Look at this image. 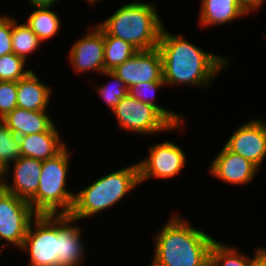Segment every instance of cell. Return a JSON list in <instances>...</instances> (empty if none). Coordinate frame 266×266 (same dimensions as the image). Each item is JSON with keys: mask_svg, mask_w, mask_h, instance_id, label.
I'll return each mask as SVG.
<instances>
[{"mask_svg": "<svg viewBox=\"0 0 266 266\" xmlns=\"http://www.w3.org/2000/svg\"><path fill=\"white\" fill-rule=\"evenodd\" d=\"M62 139L56 124L46 132L20 136L21 156L40 161L53 158L68 145Z\"/></svg>", "mask_w": 266, "mask_h": 266, "instance_id": "cell-17", "label": "cell"}, {"mask_svg": "<svg viewBox=\"0 0 266 266\" xmlns=\"http://www.w3.org/2000/svg\"><path fill=\"white\" fill-rule=\"evenodd\" d=\"M140 186L137 161L127 167L109 172L75 192L69 216L82 221L100 215L121 203L126 196Z\"/></svg>", "mask_w": 266, "mask_h": 266, "instance_id": "cell-4", "label": "cell"}, {"mask_svg": "<svg viewBox=\"0 0 266 266\" xmlns=\"http://www.w3.org/2000/svg\"><path fill=\"white\" fill-rule=\"evenodd\" d=\"M21 157L20 141L0 120V160L5 167L12 164Z\"/></svg>", "mask_w": 266, "mask_h": 266, "instance_id": "cell-27", "label": "cell"}, {"mask_svg": "<svg viewBox=\"0 0 266 266\" xmlns=\"http://www.w3.org/2000/svg\"><path fill=\"white\" fill-rule=\"evenodd\" d=\"M208 167L207 171L214 179L240 187H245L254 181L260 171L249 160L229 151L225 146L217 152Z\"/></svg>", "mask_w": 266, "mask_h": 266, "instance_id": "cell-12", "label": "cell"}, {"mask_svg": "<svg viewBox=\"0 0 266 266\" xmlns=\"http://www.w3.org/2000/svg\"><path fill=\"white\" fill-rule=\"evenodd\" d=\"M31 7L33 6H56L61 0H27Z\"/></svg>", "mask_w": 266, "mask_h": 266, "instance_id": "cell-32", "label": "cell"}, {"mask_svg": "<svg viewBox=\"0 0 266 266\" xmlns=\"http://www.w3.org/2000/svg\"><path fill=\"white\" fill-rule=\"evenodd\" d=\"M254 266H266V247L256 248Z\"/></svg>", "mask_w": 266, "mask_h": 266, "instance_id": "cell-31", "label": "cell"}, {"mask_svg": "<svg viewBox=\"0 0 266 266\" xmlns=\"http://www.w3.org/2000/svg\"><path fill=\"white\" fill-rule=\"evenodd\" d=\"M52 93V86L45 84L32 70L17 82V107L31 111H48Z\"/></svg>", "mask_w": 266, "mask_h": 266, "instance_id": "cell-18", "label": "cell"}, {"mask_svg": "<svg viewBox=\"0 0 266 266\" xmlns=\"http://www.w3.org/2000/svg\"><path fill=\"white\" fill-rule=\"evenodd\" d=\"M12 49L13 53L28 63V57L39 51L42 42L38 36L25 23H20L18 18L12 16Z\"/></svg>", "mask_w": 266, "mask_h": 266, "instance_id": "cell-22", "label": "cell"}, {"mask_svg": "<svg viewBox=\"0 0 266 266\" xmlns=\"http://www.w3.org/2000/svg\"><path fill=\"white\" fill-rule=\"evenodd\" d=\"M36 216L28 201L18 198L3 188L0 189L1 253L6 247L8 248L9 244L10 247L14 246L18 250L21 248L28 227Z\"/></svg>", "mask_w": 266, "mask_h": 266, "instance_id": "cell-8", "label": "cell"}, {"mask_svg": "<svg viewBox=\"0 0 266 266\" xmlns=\"http://www.w3.org/2000/svg\"><path fill=\"white\" fill-rule=\"evenodd\" d=\"M105 76L109 81L107 83H98L95 82L94 90L99 94V98L104 101V103L109 107V110L112 109L120 102V100L128 95V88L125 83L115 74L113 71H103L100 76Z\"/></svg>", "mask_w": 266, "mask_h": 266, "instance_id": "cell-25", "label": "cell"}, {"mask_svg": "<svg viewBox=\"0 0 266 266\" xmlns=\"http://www.w3.org/2000/svg\"><path fill=\"white\" fill-rule=\"evenodd\" d=\"M79 222L69 215H59L58 266H81L86 260L87 245Z\"/></svg>", "mask_w": 266, "mask_h": 266, "instance_id": "cell-15", "label": "cell"}, {"mask_svg": "<svg viewBox=\"0 0 266 266\" xmlns=\"http://www.w3.org/2000/svg\"><path fill=\"white\" fill-rule=\"evenodd\" d=\"M68 145L55 157L42 163L40 183L36 195L29 201L37 215H69L72 211L75 192L67 187L70 170Z\"/></svg>", "mask_w": 266, "mask_h": 266, "instance_id": "cell-5", "label": "cell"}, {"mask_svg": "<svg viewBox=\"0 0 266 266\" xmlns=\"http://www.w3.org/2000/svg\"><path fill=\"white\" fill-rule=\"evenodd\" d=\"M48 111L15 108L1 121L18 137L48 131L55 122Z\"/></svg>", "mask_w": 266, "mask_h": 266, "instance_id": "cell-19", "label": "cell"}, {"mask_svg": "<svg viewBox=\"0 0 266 266\" xmlns=\"http://www.w3.org/2000/svg\"><path fill=\"white\" fill-rule=\"evenodd\" d=\"M238 249L228 243L226 245L221 240H215L210 250L209 266H254L256 249L251 257Z\"/></svg>", "mask_w": 266, "mask_h": 266, "instance_id": "cell-23", "label": "cell"}, {"mask_svg": "<svg viewBox=\"0 0 266 266\" xmlns=\"http://www.w3.org/2000/svg\"><path fill=\"white\" fill-rule=\"evenodd\" d=\"M121 132L150 137L167 131L183 129L184 124L173 126L155 107L136 100L129 94L112 109Z\"/></svg>", "mask_w": 266, "mask_h": 266, "instance_id": "cell-6", "label": "cell"}, {"mask_svg": "<svg viewBox=\"0 0 266 266\" xmlns=\"http://www.w3.org/2000/svg\"><path fill=\"white\" fill-rule=\"evenodd\" d=\"M17 108V82L0 81V120Z\"/></svg>", "mask_w": 266, "mask_h": 266, "instance_id": "cell-28", "label": "cell"}, {"mask_svg": "<svg viewBox=\"0 0 266 266\" xmlns=\"http://www.w3.org/2000/svg\"><path fill=\"white\" fill-rule=\"evenodd\" d=\"M88 2L89 6L91 5L92 7L97 4V2L101 1V0H85Z\"/></svg>", "mask_w": 266, "mask_h": 266, "instance_id": "cell-34", "label": "cell"}, {"mask_svg": "<svg viewBox=\"0 0 266 266\" xmlns=\"http://www.w3.org/2000/svg\"><path fill=\"white\" fill-rule=\"evenodd\" d=\"M5 173H6V167L0 160V189L3 187V183L5 180Z\"/></svg>", "mask_w": 266, "mask_h": 266, "instance_id": "cell-33", "label": "cell"}, {"mask_svg": "<svg viewBox=\"0 0 266 266\" xmlns=\"http://www.w3.org/2000/svg\"><path fill=\"white\" fill-rule=\"evenodd\" d=\"M94 24V25H93ZM88 26L68 52V60L75 74L94 72L100 75L104 71V30L94 22Z\"/></svg>", "mask_w": 266, "mask_h": 266, "instance_id": "cell-11", "label": "cell"}, {"mask_svg": "<svg viewBox=\"0 0 266 266\" xmlns=\"http://www.w3.org/2000/svg\"><path fill=\"white\" fill-rule=\"evenodd\" d=\"M11 33L12 16L3 14L0 18V57L13 52Z\"/></svg>", "mask_w": 266, "mask_h": 266, "instance_id": "cell-29", "label": "cell"}, {"mask_svg": "<svg viewBox=\"0 0 266 266\" xmlns=\"http://www.w3.org/2000/svg\"><path fill=\"white\" fill-rule=\"evenodd\" d=\"M127 86L151 81H164L162 58L158 48L138 50L131 58L113 70Z\"/></svg>", "mask_w": 266, "mask_h": 266, "instance_id": "cell-13", "label": "cell"}, {"mask_svg": "<svg viewBox=\"0 0 266 266\" xmlns=\"http://www.w3.org/2000/svg\"><path fill=\"white\" fill-rule=\"evenodd\" d=\"M137 51L129 42L109 36L104 31V71H113Z\"/></svg>", "mask_w": 266, "mask_h": 266, "instance_id": "cell-24", "label": "cell"}, {"mask_svg": "<svg viewBox=\"0 0 266 266\" xmlns=\"http://www.w3.org/2000/svg\"><path fill=\"white\" fill-rule=\"evenodd\" d=\"M166 88L164 81H151L146 83H137L128 88V94L138 101L155 107L173 126L179 124H186V117L180 112L172 111L157 104L155 96H157L161 88Z\"/></svg>", "mask_w": 266, "mask_h": 266, "instance_id": "cell-21", "label": "cell"}, {"mask_svg": "<svg viewBox=\"0 0 266 266\" xmlns=\"http://www.w3.org/2000/svg\"><path fill=\"white\" fill-rule=\"evenodd\" d=\"M242 5L250 12L257 13V11L261 10V7L264 1L266 0H239Z\"/></svg>", "mask_w": 266, "mask_h": 266, "instance_id": "cell-30", "label": "cell"}, {"mask_svg": "<svg viewBox=\"0 0 266 266\" xmlns=\"http://www.w3.org/2000/svg\"><path fill=\"white\" fill-rule=\"evenodd\" d=\"M19 250L29 255L27 266H58L59 215H37Z\"/></svg>", "mask_w": 266, "mask_h": 266, "instance_id": "cell-7", "label": "cell"}, {"mask_svg": "<svg viewBox=\"0 0 266 266\" xmlns=\"http://www.w3.org/2000/svg\"><path fill=\"white\" fill-rule=\"evenodd\" d=\"M266 120L260 116L237 126L224 146L249 160L259 170L266 159Z\"/></svg>", "mask_w": 266, "mask_h": 266, "instance_id": "cell-10", "label": "cell"}, {"mask_svg": "<svg viewBox=\"0 0 266 266\" xmlns=\"http://www.w3.org/2000/svg\"><path fill=\"white\" fill-rule=\"evenodd\" d=\"M148 147L147 156L137 161L140 184L153 178L171 180L183 173L182 170L187 166L188 154L179 144L165 139L164 142L149 144Z\"/></svg>", "mask_w": 266, "mask_h": 266, "instance_id": "cell-9", "label": "cell"}, {"mask_svg": "<svg viewBox=\"0 0 266 266\" xmlns=\"http://www.w3.org/2000/svg\"><path fill=\"white\" fill-rule=\"evenodd\" d=\"M54 6H33L32 12L29 13L25 23L38 36L40 41L44 44L47 40L56 37L61 31L60 14L53 11ZM46 40V41H45Z\"/></svg>", "mask_w": 266, "mask_h": 266, "instance_id": "cell-20", "label": "cell"}, {"mask_svg": "<svg viewBox=\"0 0 266 266\" xmlns=\"http://www.w3.org/2000/svg\"><path fill=\"white\" fill-rule=\"evenodd\" d=\"M157 6L154 2L134 0L96 23L109 36L129 42L137 50H150L158 47L165 26Z\"/></svg>", "mask_w": 266, "mask_h": 266, "instance_id": "cell-3", "label": "cell"}, {"mask_svg": "<svg viewBox=\"0 0 266 266\" xmlns=\"http://www.w3.org/2000/svg\"><path fill=\"white\" fill-rule=\"evenodd\" d=\"M170 215L155 234L154 257L149 266H209L215 237L192 226L178 210Z\"/></svg>", "mask_w": 266, "mask_h": 266, "instance_id": "cell-2", "label": "cell"}, {"mask_svg": "<svg viewBox=\"0 0 266 266\" xmlns=\"http://www.w3.org/2000/svg\"><path fill=\"white\" fill-rule=\"evenodd\" d=\"M198 23L201 28H213L235 22L250 15L239 0H201Z\"/></svg>", "mask_w": 266, "mask_h": 266, "instance_id": "cell-16", "label": "cell"}, {"mask_svg": "<svg viewBox=\"0 0 266 266\" xmlns=\"http://www.w3.org/2000/svg\"><path fill=\"white\" fill-rule=\"evenodd\" d=\"M27 62L15 53L0 57V81H16L26 77L32 69L26 68Z\"/></svg>", "mask_w": 266, "mask_h": 266, "instance_id": "cell-26", "label": "cell"}, {"mask_svg": "<svg viewBox=\"0 0 266 266\" xmlns=\"http://www.w3.org/2000/svg\"><path fill=\"white\" fill-rule=\"evenodd\" d=\"M157 48L162 58L166 87L178 89L187 86L210 89L215 77L228 69L232 60L231 57L205 51L188 41L183 33L173 34L165 26Z\"/></svg>", "mask_w": 266, "mask_h": 266, "instance_id": "cell-1", "label": "cell"}, {"mask_svg": "<svg viewBox=\"0 0 266 266\" xmlns=\"http://www.w3.org/2000/svg\"><path fill=\"white\" fill-rule=\"evenodd\" d=\"M42 163L43 161L34 158L19 157L6 167V177L2 188L29 202L37 192ZM9 175L10 181L7 180Z\"/></svg>", "mask_w": 266, "mask_h": 266, "instance_id": "cell-14", "label": "cell"}]
</instances>
